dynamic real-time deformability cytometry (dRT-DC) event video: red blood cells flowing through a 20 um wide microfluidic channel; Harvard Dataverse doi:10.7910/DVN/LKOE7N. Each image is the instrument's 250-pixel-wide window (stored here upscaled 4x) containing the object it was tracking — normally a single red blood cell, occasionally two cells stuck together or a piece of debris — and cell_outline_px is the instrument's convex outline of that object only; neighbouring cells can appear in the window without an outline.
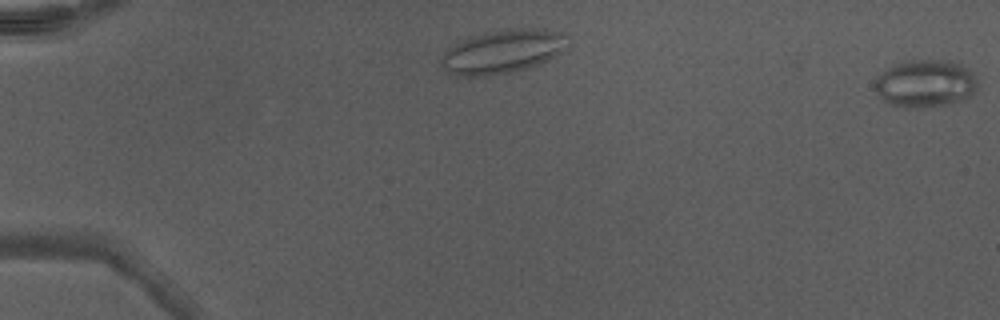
{"species": "Egyptian fruit bat (a non-hibernating species)", "species_latin": "Rousettus aegyptiacus", "temperature_condition": "warm", "stored_images_in_passage": 3, "segment_of_instrument_passage": [2, 2], "camera_frame_rate_fps": 3000, "um_per_image_px": 0.085, "animal": {"sex": "male"}, "frame": {"image": 1, "passage_image": 3, "time_ms": 0.667, "image_size_px": [1000, 320], "cell_outline_px": [[976, 88], [964, 100], [948, 104], [924, 108], [904, 108], [888, 104], [876, 92], [872, 84], [876, 76], [892, 64], [904, 60], [952, 60], [960, 64], [972, 72], [976, 76]], "centroid_in_image_um": [78.59, 7.1], "position_along_channel_um": 6.4, "area_um2": 29.02}}